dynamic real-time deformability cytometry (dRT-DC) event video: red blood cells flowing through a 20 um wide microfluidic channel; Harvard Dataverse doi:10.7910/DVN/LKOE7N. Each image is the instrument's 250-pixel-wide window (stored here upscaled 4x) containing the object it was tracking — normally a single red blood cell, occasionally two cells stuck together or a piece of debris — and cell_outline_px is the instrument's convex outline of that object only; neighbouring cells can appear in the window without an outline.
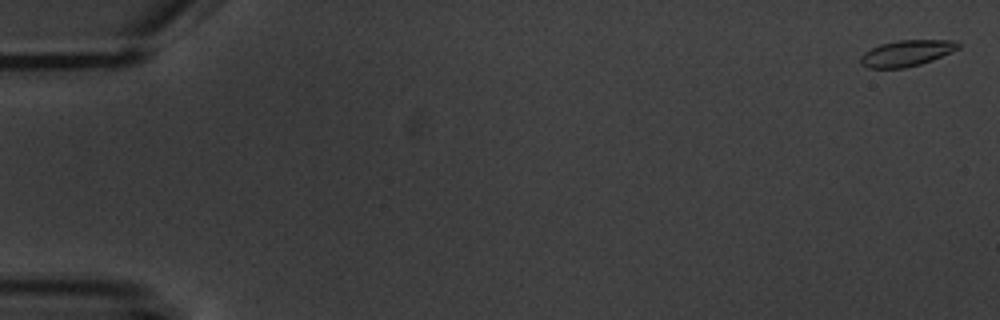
{"species": "common noctule bat (a hibernating species)", "species_latin": "Nyctalus noctula", "temperature_condition": "warm", "stored_images_in_passage": 5, "camera_frame_rate_fps": 3000, "um_per_image_px": 0.085, "animal": {"sex": "male", "body_mass_g": 20.1, "forearm_length_mm": 53.5}, "frame": {"image": 1, "passage_image": 1, "time_ms": 0.0, "image_size_px": [1000, 320], "cell_outline_px": [[960, 48], [952, 52], [932, 60], [920, 64], [904, 68], [868, 68], [860, 64], [860, 56], [864, 52], [880, 44], [900, 40], [956, 40], [960, 44]], "centroid_in_image_um": [77.07, 4.52], "position_along_channel_um": 7.9, "area_um2": 14.91}}